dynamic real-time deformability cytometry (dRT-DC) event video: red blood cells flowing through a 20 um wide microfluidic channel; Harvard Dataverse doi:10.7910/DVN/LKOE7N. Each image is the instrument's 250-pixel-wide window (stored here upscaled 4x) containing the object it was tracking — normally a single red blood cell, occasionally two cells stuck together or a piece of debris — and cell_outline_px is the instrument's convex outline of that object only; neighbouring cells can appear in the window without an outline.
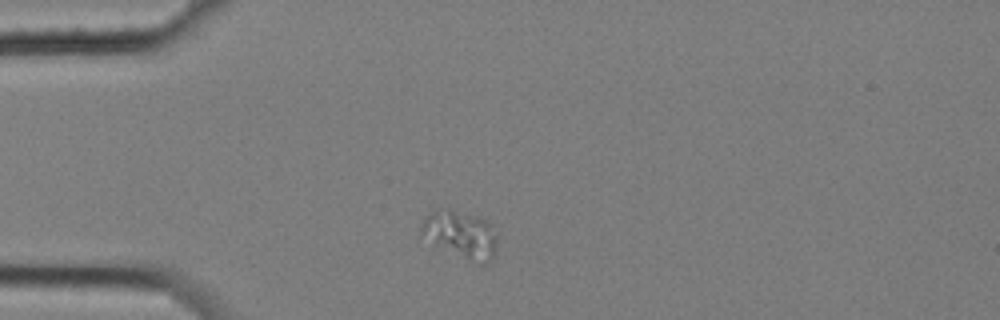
{"species": "common noctule bat (a hibernating species)", "species_latin": "Nyctalus noctula", "temperature_condition": "cold", "stored_images_in_passage": 4, "camera_frame_rate_fps": 3000, "um_per_image_px": 0.085, "animal": {"sex": "female", "body_mass_g": 25.1}, "frame": {"image": 1, "passage_image": 1, "time_ms": 0.0, "image_size_px": [1000, 320], "cell_outline_px": [[496, 248], [488, 264], [484, 268], [432, 244], [420, 236], [420, 224], [432, 212], [448, 208], [484, 220], [492, 224], [496, 236]], "centroid_in_image_um": [39.15, 20.0], "position_along_channel_um": 45.8, "area_um2": 21.15}}